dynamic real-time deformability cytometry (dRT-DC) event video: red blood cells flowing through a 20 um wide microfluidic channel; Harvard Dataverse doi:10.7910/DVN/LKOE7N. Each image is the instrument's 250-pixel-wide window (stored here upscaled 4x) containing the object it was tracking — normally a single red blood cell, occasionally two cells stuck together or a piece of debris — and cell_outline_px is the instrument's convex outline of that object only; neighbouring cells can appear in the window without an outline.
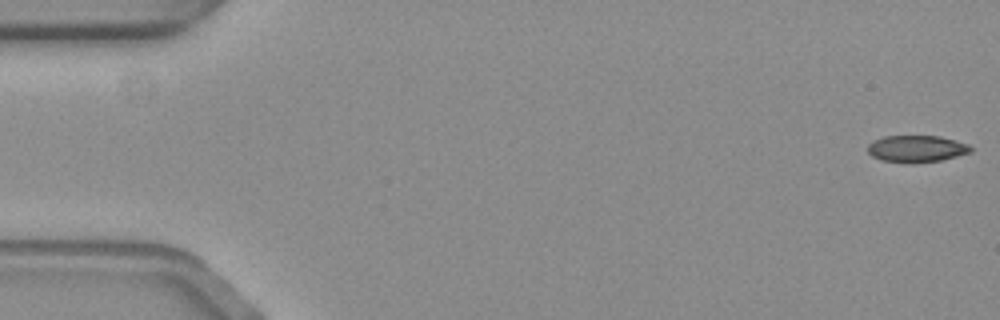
{"species": "common noctule bat (a hibernating species)", "species_latin": "Nyctalus noctula", "temperature_condition": "warm", "stored_images_in_passage": 58, "camera_frame_rate_fps": 3000, "um_per_image_px": 0.085, "animal": {"sex": "female", "body_mass_g": 19.3, "forearm_length_mm": 54.1}, "frame": {"image": 1, "passage_image": 1, "time_ms": 0.0, "image_size_px": [1000, 320], "cell_outline_px": [[972, 152], [940, 160], [884, 160], [872, 156], [868, 152], [868, 144], [884, 136], [940, 136], [968, 144], [972, 148]], "centroid_in_image_um": [77.94, 12.59], "position_along_channel_um": 7.1, "area_um2": 15.2}}
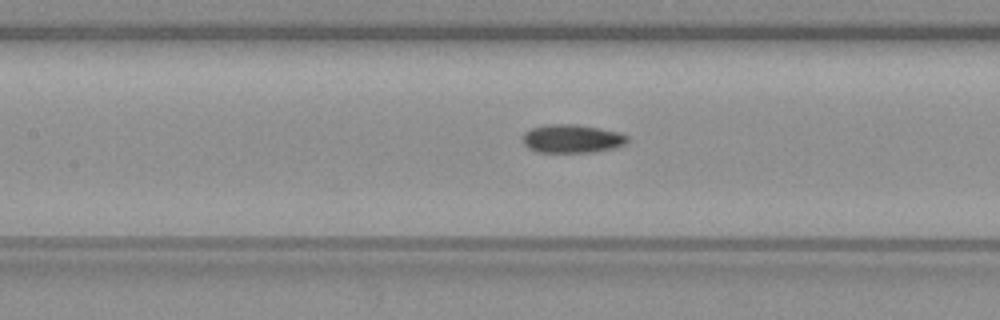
{"frame": {"image": 2, "passage_image": 26, "time_ms": 8.333, "image_size_px": [1000, 320], "cell_outline_px": [[628, 140], [624, 144], [612, 148], [592, 152], [536, 152], [528, 148], [524, 144], [524, 132], [532, 128], [544, 124], [576, 124], [600, 128], [620, 132], [628, 136]], "centroid_in_image_um": [48.61, 11.78], "position_along_channel_um": 158.8, "area_um2": 17.34}}
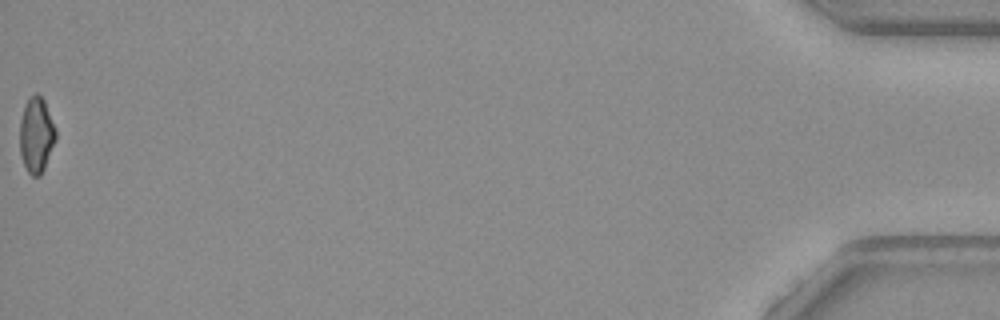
{"frame": {"image": 3, "passage_image": 58, "time_ms": 19.0, "image_size_px": [1000, 320], "cell_outline_px": [[56, 140], [44, 168], [40, 176], [32, 176], [28, 172], [20, 156], [20, 120], [28, 96], [36, 92], [44, 100], [56, 128]], "centroid_in_image_um": [3.09, 11.46], "position_along_channel_um": 432.1, "area_um2": 15.9}, "authors_computed_cell_mechanics": {"area_um2": 16.5597, "velocity_mm_per_s": 3.576, "shape_relaxation_time_tau1_ms": 9.3735, "shape_relaxation_time_tau2_ms": 8.6242, "deformation_change_tau1": 0.209, "deformation_change_tau2": 0.157}}